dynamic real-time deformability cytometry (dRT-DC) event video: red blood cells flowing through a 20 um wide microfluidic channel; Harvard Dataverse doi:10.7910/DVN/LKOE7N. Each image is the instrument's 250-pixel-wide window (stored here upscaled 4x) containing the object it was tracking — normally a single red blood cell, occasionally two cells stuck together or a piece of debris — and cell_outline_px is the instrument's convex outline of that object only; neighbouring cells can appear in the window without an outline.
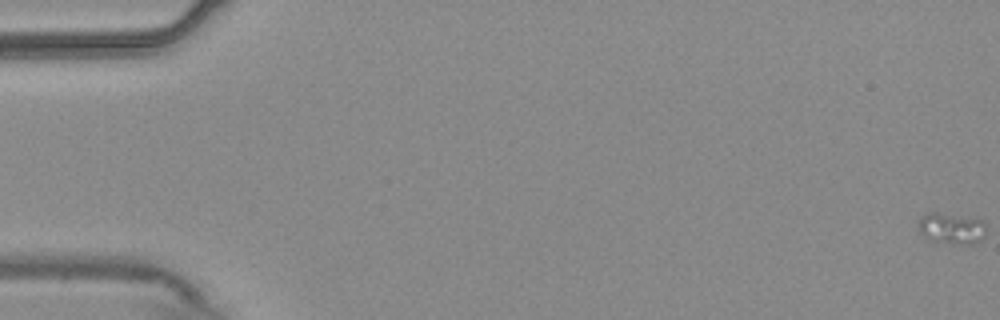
{"species": "common noctule bat (a hibernating species)", "species_latin": "Nyctalus noctula", "temperature_condition": "warm", "stored_images_in_passage": 56, "camera_frame_rate_fps": 3000, "um_per_image_px": 0.085, "animal": {"sex": "male", "body_mass_g": 20.4}, "frame": {"image": 1, "passage_image": 1, "time_ms": 0.0, "image_size_px": [1000, 320], "cell_outline_px": [[984, 236], [972, 244], [968, 244], [928, 240], [920, 232], [920, 216], [928, 212], [936, 212], [984, 220]], "centroid_in_image_um": [80.86, 19.39], "position_along_channel_um": 4.1, "area_um2": 11.91}}
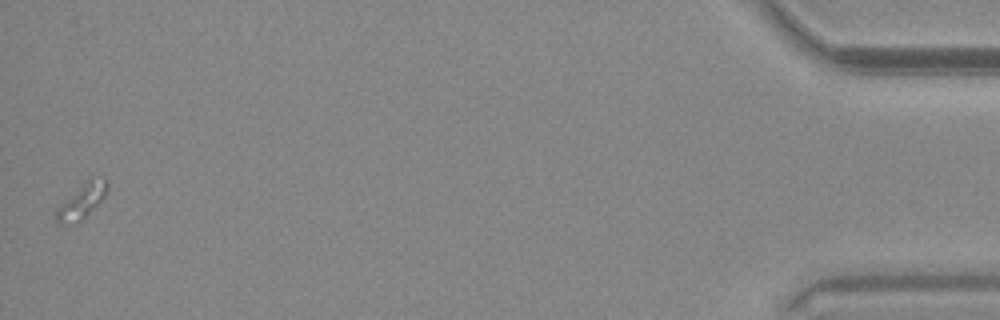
{"frame": {"image": 2, "passage_image": 56, "time_ms": 18.333, "image_size_px": [1000, 320], "cell_outline_px": [[108, 188], [104, 196], [84, 220], [60, 224], [56, 220], [56, 212], [88, 176], [92, 176], [108, 180]], "centroid_in_image_um": [7.03, 17.04], "position_along_channel_um": 428.2, "area_um2": 10.0}}